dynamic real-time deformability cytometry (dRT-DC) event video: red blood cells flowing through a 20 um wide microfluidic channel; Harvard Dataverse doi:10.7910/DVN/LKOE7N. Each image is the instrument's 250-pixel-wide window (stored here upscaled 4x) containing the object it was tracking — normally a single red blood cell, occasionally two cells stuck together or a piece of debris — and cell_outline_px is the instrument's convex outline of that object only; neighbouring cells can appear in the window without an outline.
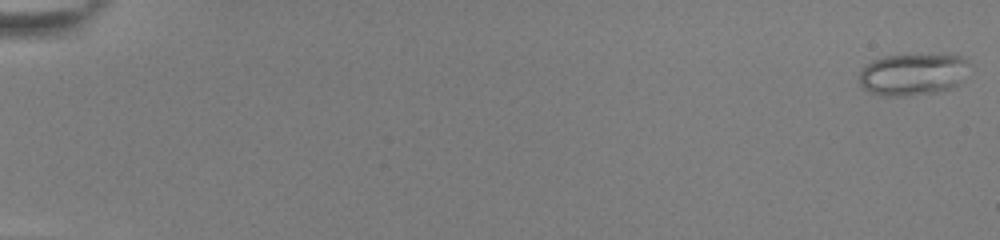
{"species": "common noctule bat (a hibernating species)", "species_latin": "Nyctalus noctula", "temperature_condition": "room temperature", "stored_images_in_passage": 54, "camera_frame_rate_fps": 3000, "um_per_image_px": 0.085, "animal": {"sex": "female", "body_mass_g": 22.0, "forearm_length_mm": 56.7}, "frame": {"image": 1, "passage_image": 1, "time_ms": 0.0, "image_size_px": [1000, 240], "cell_outline_px": [[968, 60], [956, 84], [948, 88], [936, 92], [904, 96], [884, 96], [872, 92], [864, 88], [860, 84], [860, 72], [872, 60], [884, 56], [960, 56]], "centroid_in_image_um": [77.48, 6.34], "position_along_channel_um": 7.5, "area_um2": 25.61}}
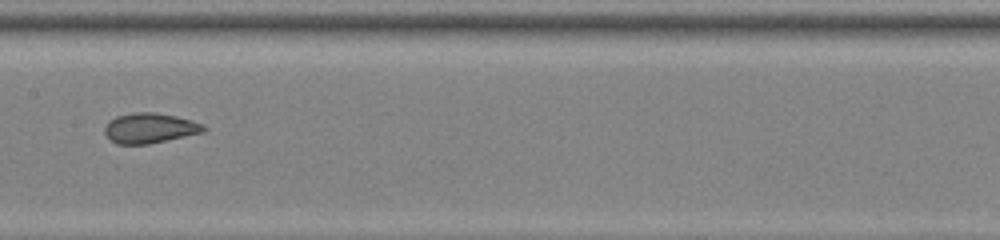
{"frame": {"image": 2, "passage_image": 30, "time_ms": 9.667, "image_size_px": [1000, 240], "cell_outline_px": [[208, 128], [204, 132], [148, 144], [116, 144], [104, 132], [104, 128], [108, 120], [116, 116], [132, 112], [156, 112], [176, 116], [192, 120], [204, 124]], "centroid_in_image_um": [12.74, 10.87], "position_along_channel_um": 194.7, "area_um2": 17.51}}
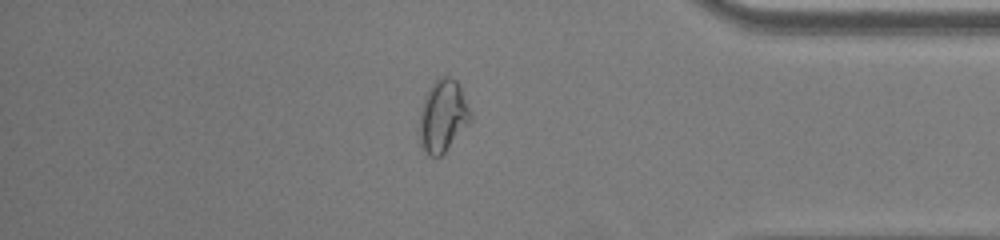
{"frame": {"image": 3, "passage_image": 47, "time_ms": 15.333, "image_size_px": [1000, 240], "cell_outline_px": [[472, 116], [444, 152], [440, 156], [432, 156], [424, 148], [420, 136], [420, 108], [428, 88], [440, 76], [448, 76], [456, 80], [460, 88]], "centroid_in_image_um": [37.62, 9.79], "position_along_channel_um": 397.6, "area_um2": 20.52}, "authors_computed_cell_mechanics": {"area_um2": 20.2589, "velocity_mm_per_s": 3.8929, "shape_relaxation_time_tau1_ms": null, "shape_relaxation_time_tau2_ms": 0.9893, "deformation_change_tau1": null, "deformation_change_tau2": 0.0641}}